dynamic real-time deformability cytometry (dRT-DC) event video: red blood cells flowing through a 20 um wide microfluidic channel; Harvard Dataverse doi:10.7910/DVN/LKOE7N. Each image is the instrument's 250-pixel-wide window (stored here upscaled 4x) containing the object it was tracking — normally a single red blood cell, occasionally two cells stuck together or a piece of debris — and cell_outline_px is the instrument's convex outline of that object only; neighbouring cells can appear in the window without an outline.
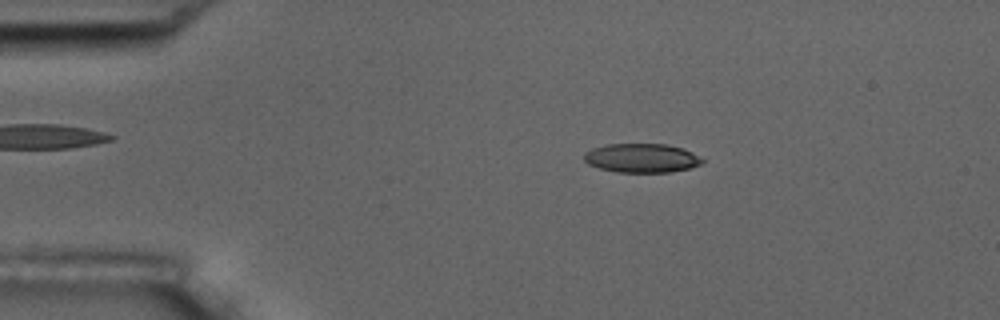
{"species": "common noctule bat (a hibernating species)", "species_latin": "Nyctalus noctula", "temperature_condition": "room temperature", "stored_images_in_passage": 56, "camera_frame_rate_fps": 3000, "um_per_image_px": 0.085, "animal": {"sex": "male", "body_mass_g": 17.5, "forearm_length_mm": 52.3}, "frame": {"image": 1, "passage_image": 10, "time_ms": 3.0, "image_size_px": [1000, 320], "cell_outline_px": [[704, 160], [700, 164], [692, 168], [672, 172], [616, 172], [600, 168], [588, 164], [584, 160], [584, 152], [592, 148], [608, 144], [664, 144], [684, 148], [700, 156]], "centroid_in_image_um": [54.56, 13.43], "position_along_channel_um": 30.4, "area_um2": 20.11}}
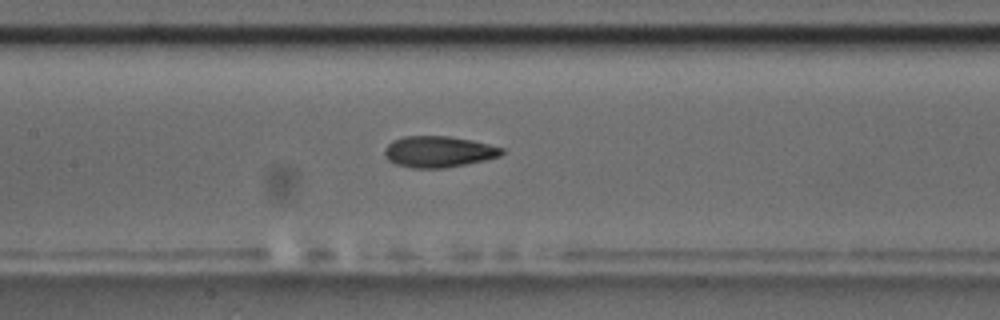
{"frame": {"image": 2, "passage_image": 26, "time_ms": 8.333, "image_size_px": [1000, 320], "cell_outline_px": [[504, 152], [500, 156], [484, 160], [444, 168], [412, 168], [396, 164], [388, 160], [384, 152], [384, 148], [392, 140], [404, 136], [448, 136], [472, 140], [504, 148]], "centroid_in_image_um": [37.26, 12.89], "position_along_channel_um": 170.1, "area_um2": 21.27}}
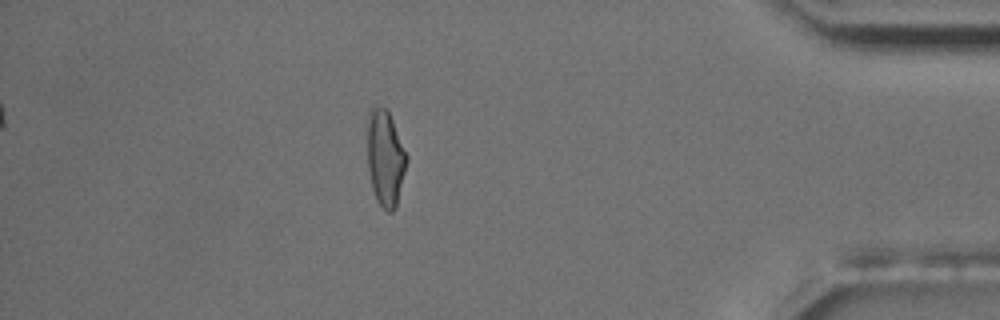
{"frame": {"image": 3, "passage_image": 49, "time_ms": 16.0, "image_size_px": [1000, 320], "cell_outline_px": [[408, 160], [396, 208], [392, 212], [388, 212], [376, 200], [372, 188], [368, 168], [368, 108], [372, 104], [380, 104], [388, 108], [408, 156]], "centroid_in_image_um": [32.75, 13.35], "position_along_channel_um": 402.4, "area_um2": 22.48}, "authors_computed_cell_mechanics": {"area_um2": 21.0681, "velocity_mm_per_s": 3.5724, "shape_relaxation_time_tau1_ms": 7.7451, "shape_relaxation_time_tau2_ms": 2.277, "deformation_change_tau1": 0.2179, "deformation_change_tau2": 0.0974}}